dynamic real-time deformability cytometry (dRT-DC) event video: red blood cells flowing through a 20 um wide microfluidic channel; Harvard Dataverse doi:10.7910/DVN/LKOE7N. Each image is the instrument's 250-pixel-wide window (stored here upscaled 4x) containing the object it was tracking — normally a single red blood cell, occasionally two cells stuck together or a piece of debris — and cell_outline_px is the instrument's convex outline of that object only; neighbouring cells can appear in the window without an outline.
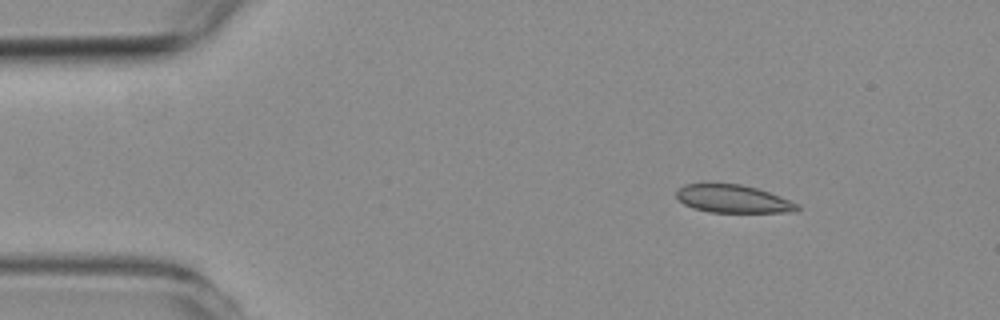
{"species": "common noctule bat (a hibernating species)", "species_latin": "Nyctalus noctula", "temperature_condition": "room temperature", "stored_images_in_passage": 4, "camera_frame_rate_fps": 3000, "um_per_image_px": 0.085, "animal": {"sex": "female", "body_mass_g": 19.3, "forearm_length_mm": 54.1}, "frame": {"image": 1, "passage_image": 1, "time_ms": 0.0, "image_size_px": [1000, 320], "cell_outline_px": [[800, 208], [796, 212], [708, 212], [692, 208], [684, 204], [676, 196], [676, 192], [684, 184], [740, 184], [756, 188], [780, 196], [800, 204]], "centroid_in_image_um": [62.33, 16.92], "position_along_channel_um": 22.7, "area_um2": 19.59}}
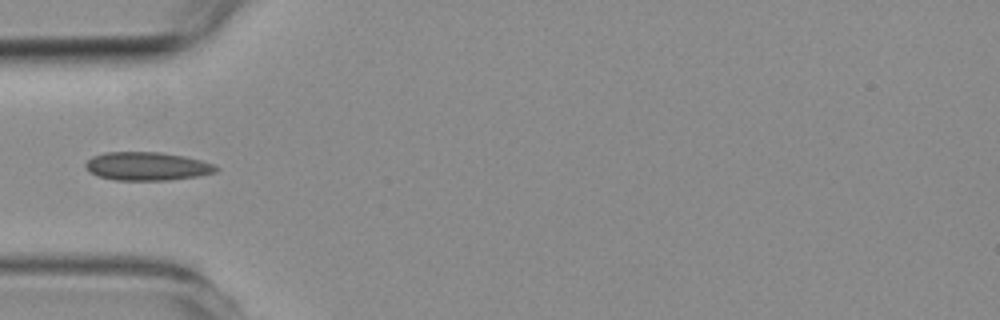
{"frame": {"image": 2, "passage_image": 4, "time_ms": 3.333, "image_size_px": [1000, 320], "cell_outline_px": [[220, 168], [216, 172], [200, 176], [168, 180], [116, 180], [100, 176], [88, 172], [84, 164], [92, 156], [104, 152], [160, 152], [184, 156], [200, 160], [212, 164]], "centroid_in_image_um": [12.5, 14.13], "position_along_channel_um": 72.5, "area_um2": 21.62}}